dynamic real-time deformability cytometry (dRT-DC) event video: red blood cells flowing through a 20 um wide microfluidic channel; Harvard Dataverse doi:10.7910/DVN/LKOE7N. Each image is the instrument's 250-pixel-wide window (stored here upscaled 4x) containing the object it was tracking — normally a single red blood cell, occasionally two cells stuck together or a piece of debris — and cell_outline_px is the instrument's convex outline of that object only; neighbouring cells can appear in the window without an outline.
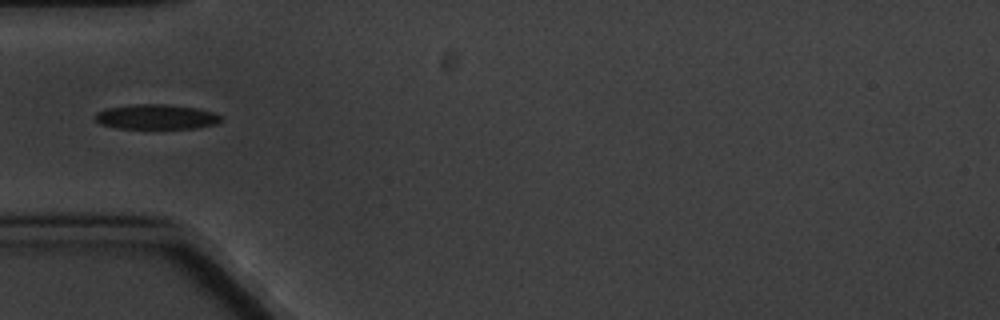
{"species": "common noctule bat (a hibernating species)", "species_latin": "Nyctalus noctula", "temperature_condition": "cold", "stored_images_in_passage": 9, "camera_frame_rate_fps": 3000, "um_per_image_px": 0.085, "animal": {"sex": "male", "body_mass_g": 20.1, "forearm_length_mm": 53.5}, "frame": {"image": 1, "passage_image": 4, "time_ms": 4.333, "image_size_px": [1000, 320], "cell_outline_px": [[220, 120], [216, 124], [196, 128], [116, 128], [100, 124], [92, 116], [96, 112], [104, 108], [128, 104], [168, 104], [196, 108], [212, 112], [220, 116]], "centroid_in_image_um": [13.19, 9.92], "position_along_channel_um": 71.8, "area_um2": 18.38}}